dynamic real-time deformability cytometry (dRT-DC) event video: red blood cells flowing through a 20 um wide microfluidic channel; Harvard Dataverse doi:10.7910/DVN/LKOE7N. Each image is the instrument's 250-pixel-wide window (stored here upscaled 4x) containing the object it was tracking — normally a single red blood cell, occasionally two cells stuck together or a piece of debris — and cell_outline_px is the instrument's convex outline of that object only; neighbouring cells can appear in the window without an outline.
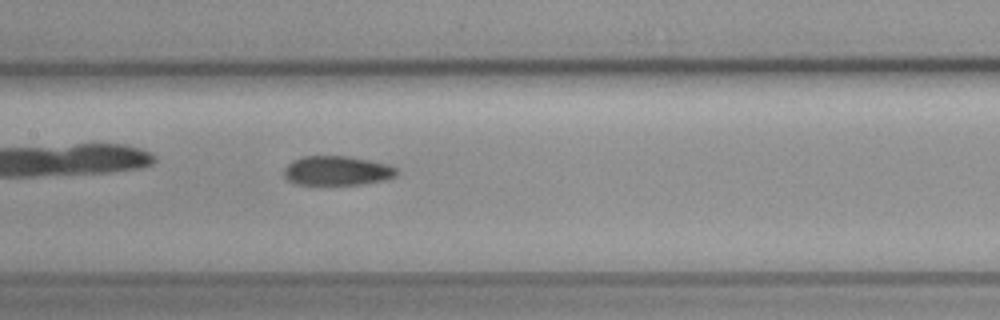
{"species": "common noctule bat (a hibernating species)", "species_latin": "Nyctalus noctula", "temperature_condition": "cold", "stored_images_in_passage": 32, "camera_frame_rate_fps": 3000, "um_per_image_px": 0.085, "animal": {"sex": "female", "body_mass_g": 19.3, "forearm_length_mm": 54.1}, "frame": {"image": 1, "passage_image": 14, "time_ms": 4.333, "image_size_px": [1000, 320], "cell_outline_px": [[400, 172], [396, 176], [388, 180], [364, 184], [296, 184], [288, 180], [284, 176], [284, 168], [292, 160], [304, 156], [348, 156], [388, 164], [396, 168]], "centroid_in_image_um": [28.69, 14.51], "position_along_channel_um": 178.7, "area_um2": 19.42}}
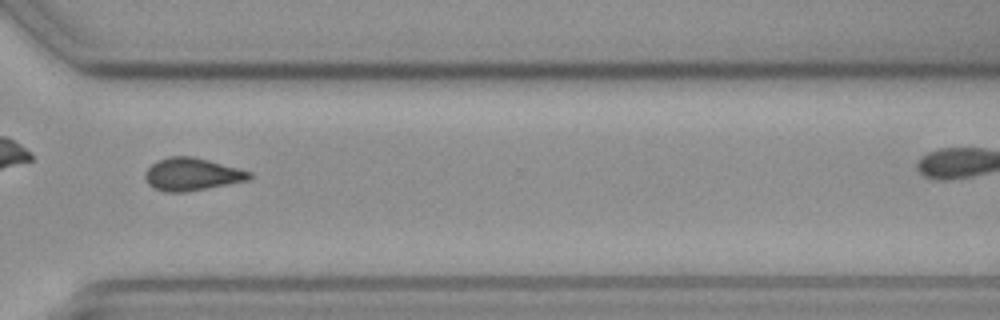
{"frame": {"image": 2, "passage_image": 28, "time_ms": 9.0, "image_size_px": [1000, 320], "cell_outline_px": [[252, 176], [248, 180], [208, 188], [184, 192], [164, 192], [152, 188], [148, 184], [144, 176], [144, 172], [152, 164], [168, 156], [192, 156], [240, 168], [252, 172]], "centroid_in_image_um": [16.3, 14.82], "position_along_channel_um": 354.3, "area_um2": 19.88}}